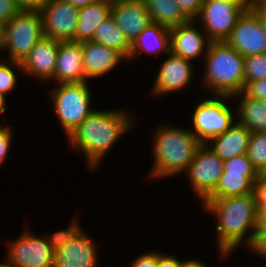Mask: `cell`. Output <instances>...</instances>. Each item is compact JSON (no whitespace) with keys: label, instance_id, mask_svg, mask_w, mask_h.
Returning <instances> with one entry per match:
<instances>
[{"label":"cell","instance_id":"29","mask_svg":"<svg viewBox=\"0 0 266 267\" xmlns=\"http://www.w3.org/2000/svg\"><path fill=\"white\" fill-rule=\"evenodd\" d=\"M81 230L77 221L74 220L66 230L55 232L51 236L46 237V239L53 252H57L62 250Z\"/></svg>","mask_w":266,"mask_h":267},{"label":"cell","instance_id":"36","mask_svg":"<svg viewBox=\"0 0 266 267\" xmlns=\"http://www.w3.org/2000/svg\"><path fill=\"white\" fill-rule=\"evenodd\" d=\"M11 128L8 126H1L0 127V164H2L5 159L6 155H8V151L10 149L11 144Z\"/></svg>","mask_w":266,"mask_h":267},{"label":"cell","instance_id":"40","mask_svg":"<svg viewBox=\"0 0 266 267\" xmlns=\"http://www.w3.org/2000/svg\"><path fill=\"white\" fill-rule=\"evenodd\" d=\"M20 10L39 11L49 0H15Z\"/></svg>","mask_w":266,"mask_h":267},{"label":"cell","instance_id":"10","mask_svg":"<svg viewBox=\"0 0 266 267\" xmlns=\"http://www.w3.org/2000/svg\"><path fill=\"white\" fill-rule=\"evenodd\" d=\"M7 264L10 267H53L54 252L46 237L25 232L8 244Z\"/></svg>","mask_w":266,"mask_h":267},{"label":"cell","instance_id":"44","mask_svg":"<svg viewBox=\"0 0 266 267\" xmlns=\"http://www.w3.org/2000/svg\"><path fill=\"white\" fill-rule=\"evenodd\" d=\"M183 267H207L200 260H187L184 262Z\"/></svg>","mask_w":266,"mask_h":267},{"label":"cell","instance_id":"14","mask_svg":"<svg viewBox=\"0 0 266 267\" xmlns=\"http://www.w3.org/2000/svg\"><path fill=\"white\" fill-rule=\"evenodd\" d=\"M51 79L57 80L59 84L85 81L82 43L59 42L56 66Z\"/></svg>","mask_w":266,"mask_h":267},{"label":"cell","instance_id":"39","mask_svg":"<svg viewBox=\"0 0 266 267\" xmlns=\"http://www.w3.org/2000/svg\"><path fill=\"white\" fill-rule=\"evenodd\" d=\"M184 261L177 260L174 255L167 256L157 253V266L156 267H183Z\"/></svg>","mask_w":266,"mask_h":267},{"label":"cell","instance_id":"11","mask_svg":"<svg viewBox=\"0 0 266 267\" xmlns=\"http://www.w3.org/2000/svg\"><path fill=\"white\" fill-rule=\"evenodd\" d=\"M78 8L65 0H49L40 10L44 36L59 42L75 41Z\"/></svg>","mask_w":266,"mask_h":267},{"label":"cell","instance_id":"33","mask_svg":"<svg viewBox=\"0 0 266 267\" xmlns=\"http://www.w3.org/2000/svg\"><path fill=\"white\" fill-rule=\"evenodd\" d=\"M182 13L189 19L194 20L199 16L204 0H176Z\"/></svg>","mask_w":266,"mask_h":267},{"label":"cell","instance_id":"6","mask_svg":"<svg viewBox=\"0 0 266 267\" xmlns=\"http://www.w3.org/2000/svg\"><path fill=\"white\" fill-rule=\"evenodd\" d=\"M60 86V87H59ZM58 87V88H57ZM52 92L54 110L65 134L69 137L79 124L92 112L88 81L60 83Z\"/></svg>","mask_w":266,"mask_h":267},{"label":"cell","instance_id":"24","mask_svg":"<svg viewBox=\"0 0 266 267\" xmlns=\"http://www.w3.org/2000/svg\"><path fill=\"white\" fill-rule=\"evenodd\" d=\"M143 2L147 6L153 23L170 29L190 21L182 13L176 0H143Z\"/></svg>","mask_w":266,"mask_h":267},{"label":"cell","instance_id":"43","mask_svg":"<svg viewBox=\"0 0 266 267\" xmlns=\"http://www.w3.org/2000/svg\"><path fill=\"white\" fill-rule=\"evenodd\" d=\"M259 221L257 230H266V211H258Z\"/></svg>","mask_w":266,"mask_h":267},{"label":"cell","instance_id":"23","mask_svg":"<svg viewBox=\"0 0 266 267\" xmlns=\"http://www.w3.org/2000/svg\"><path fill=\"white\" fill-rule=\"evenodd\" d=\"M258 178L259 176H245V171H223L215 190L206 199L252 194Z\"/></svg>","mask_w":266,"mask_h":267},{"label":"cell","instance_id":"25","mask_svg":"<svg viewBox=\"0 0 266 267\" xmlns=\"http://www.w3.org/2000/svg\"><path fill=\"white\" fill-rule=\"evenodd\" d=\"M238 107L240 119L238 123L244 125L250 132H266V101L241 95Z\"/></svg>","mask_w":266,"mask_h":267},{"label":"cell","instance_id":"22","mask_svg":"<svg viewBox=\"0 0 266 267\" xmlns=\"http://www.w3.org/2000/svg\"><path fill=\"white\" fill-rule=\"evenodd\" d=\"M142 51L152 54L164 51L169 55L170 29L151 22L131 44L128 58H133V56Z\"/></svg>","mask_w":266,"mask_h":267},{"label":"cell","instance_id":"26","mask_svg":"<svg viewBox=\"0 0 266 267\" xmlns=\"http://www.w3.org/2000/svg\"><path fill=\"white\" fill-rule=\"evenodd\" d=\"M92 41L113 48L128 59L131 44L111 15L96 27Z\"/></svg>","mask_w":266,"mask_h":267},{"label":"cell","instance_id":"50","mask_svg":"<svg viewBox=\"0 0 266 267\" xmlns=\"http://www.w3.org/2000/svg\"><path fill=\"white\" fill-rule=\"evenodd\" d=\"M0 267H10V266H9V265L7 264V262H6V263H4V264L1 263V264H0Z\"/></svg>","mask_w":266,"mask_h":267},{"label":"cell","instance_id":"17","mask_svg":"<svg viewBox=\"0 0 266 267\" xmlns=\"http://www.w3.org/2000/svg\"><path fill=\"white\" fill-rule=\"evenodd\" d=\"M80 231L62 250L54 252L53 267H96L95 243Z\"/></svg>","mask_w":266,"mask_h":267},{"label":"cell","instance_id":"7","mask_svg":"<svg viewBox=\"0 0 266 267\" xmlns=\"http://www.w3.org/2000/svg\"><path fill=\"white\" fill-rule=\"evenodd\" d=\"M222 98L227 99L228 96L216 95V98L201 101L194 111L192 132L202 144H208V141L224 133L234 124L231 109Z\"/></svg>","mask_w":266,"mask_h":267},{"label":"cell","instance_id":"41","mask_svg":"<svg viewBox=\"0 0 266 267\" xmlns=\"http://www.w3.org/2000/svg\"><path fill=\"white\" fill-rule=\"evenodd\" d=\"M260 19L261 25L266 33V6L251 7Z\"/></svg>","mask_w":266,"mask_h":267},{"label":"cell","instance_id":"2","mask_svg":"<svg viewBox=\"0 0 266 267\" xmlns=\"http://www.w3.org/2000/svg\"><path fill=\"white\" fill-rule=\"evenodd\" d=\"M130 118L125 110H94L68 137L70 145L85 153L89 168L94 169L120 135L133 125Z\"/></svg>","mask_w":266,"mask_h":267},{"label":"cell","instance_id":"1","mask_svg":"<svg viewBox=\"0 0 266 267\" xmlns=\"http://www.w3.org/2000/svg\"><path fill=\"white\" fill-rule=\"evenodd\" d=\"M204 208L218 217V248L221 256L229 255L246 240L249 247H252L259 221V213L253 194L229 196L220 199H205ZM253 233L246 238L247 231ZM254 230V231H253Z\"/></svg>","mask_w":266,"mask_h":267},{"label":"cell","instance_id":"47","mask_svg":"<svg viewBox=\"0 0 266 267\" xmlns=\"http://www.w3.org/2000/svg\"><path fill=\"white\" fill-rule=\"evenodd\" d=\"M233 3H237L239 5H249V0H227Z\"/></svg>","mask_w":266,"mask_h":267},{"label":"cell","instance_id":"35","mask_svg":"<svg viewBox=\"0 0 266 267\" xmlns=\"http://www.w3.org/2000/svg\"><path fill=\"white\" fill-rule=\"evenodd\" d=\"M252 194L258 211H266V181L259 177L253 186Z\"/></svg>","mask_w":266,"mask_h":267},{"label":"cell","instance_id":"15","mask_svg":"<svg viewBox=\"0 0 266 267\" xmlns=\"http://www.w3.org/2000/svg\"><path fill=\"white\" fill-rule=\"evenodd\" d=\"M192 63L188 59L170 52V56L160 67L153 87L155 94L176 92L192 80Z\"/></svg>","mask_w":266,"mask_h":267},{"label":"cell","instance_id":"37","mask_svg":"<svg viewBox=\"0 0 266 267\" xmlns=\"http://www.w3.org/2000/svg\"><path fill=\"white\" fill-rule=\"evenodd\" d=\"M157 266V253L149 252L147 254L140 255L134 262H132L131 267H156Z\"/></svg>","mask_w":266,"mask_h":267},{"label":"cell","instance_id":"16","mask_svg":"<svg viewBox=\"0 0 266 267\" xmlns=\"http://www.w3.org/2000/svg\"><path fill=\"white\" fill-rule=\"evenodd\" d=\"M58 44L59 41L43 36L21 63L22 71L39 79H51L56 66Z\"/></svg>","mask_w":266,"mask_h":267},{"label":"cell","instance_id":"30","mask_svg":"<svg viewBox=\"0 0 266 267\" xmlns=\"http://www.w3.org/2000/svg\"><path fill=\"white\" fill-rule=\"evenodd\" d=\"M229 170L245 171V176H259L253 168L247 154L235 156L232 159L223 161V171Z\"/></svg>","mask_w":266,"mask_h":267},{"label":"cell","instance_id":"28","mask_svg":"<svg viewBox=\"0 0 266 267\" xmlns=\"http://www.w3.org/2000/svg\"><path fill=\"white\" fill-rule=\"evenodd\" d=\"M266 78V53L244 57V82Z\"/></svg>","mask_w":266,"mask_h":267},{"label":"cell","instance_id":"21","mask_svg":"<svg viewBox=\"0 0 266 267\" xmlns=\"http://www.w3.org/2000/svg\"><path fill=\"white\" fill-rule=\"evenodd\" d=\"M111 0H98L78 10L75 42L92 41L95 29L111 15Z\"/></svg>","mask_w":266,"mask_h":267},{"label":"cell","instance_id":"34","mask_svg":"<svg viewBox=\"0 0 266 267\" xmlns=\"http://www.w3.org/2000/svg\"><path fill=\"white\" fill-rule=\"evenodd\" d=\"M20 11L15 0H0V22L10 21Z\"/></svg>","mask_w":266,"mask_h":267},{"label":"cell","instance_id":"27","mask_svg":"<svg viewBox=\"0 0 266 267\" xmlns=\"http://www.w3.org/2000/svg\"><path fill=\"white\" fill-rule=\"evenodd\" d=\"M247 156L253 168L260 175L266 168V132H251Z\"/></svg>","mask_w":266,"mask_h":267},{"label":"cell","instance_id":"42","mask_svg":"<svg viewBox=\"0 0 266 267\" xmlns=\"http://www.w3.org/2000/svg\"><path fill=\"white\" fill-rule=\"evenodd\" d=\"M71 3L75 8H84L90 4L97 2L98 0H65Z\"/></svg>","mask_w":266,"mask_h":267},{"label":"cell","instance_id":"31","mask_svg":"<svg viewBox=\"0 0 266 267\" xmlns=\"http://www.w3.org/2000/svg\"><path fill=\"white\" fill-rule=\"evenodd\" d=\"M0 94L5 97V94L15 88L16 85V74L12 68L2 62L0 59Z\"/></svg>","mask_w":266,"mask_h":267},{"label":"cell","instance_id":"4","mask_svg":"<svg viewBox=\"0 0 266 267\" xmlns=\"http://www.w3.org/2000/svg\"><path fill=\"white\" fill-rule=\"evenodd\" d=\"M205 54L203 81L215 96L232 97L243 91L244 57L225 41H211Z\"/></svg>","mask_w":266,"mask_h":267},{"label":"cell","instance_id":"12","mask_svg":"<svg viewBox=\"0 0 266 267\" xmlns=\"http://www.w3.org/2000/svg\"><path fill=\"white\" fill-rule=\"evenodd\" d=\"M225 42L243 57L266 53V33L251 8L239 17Z\"/></svg>","mask_w":266,"mask_h":267},{"label":"cell","instance_id":"3","mask_svg":"<svg viewBox=\"0 0 266 267\" xmlns=\"http://www.w3.org/2000/svg\"><path fill=\"white\" fill-rule=\"evenodd\" d=\"M154 167L150 175L157 178L186 172L197 149L202 145L192 130L164 126L155 133Z\"/></svg>","mask_w":266,"mask_h":267},{"label":"cell","instance_id":"38","mask_svg":"<svg viewBox=\"0 0 266 267\" xmlns=\"http://www.w3.org/2000/svg\"><path fill=\"white\" fill-rule=\"evenodd\" d=\"M250 249L266 257V230H257L255 241Z\"/></svg>","mask_w":266,"mask_h":267},{"label":"cell","instance_id":"46","mask_svg":"<svg viewBox=\"0 0 266 267\" xmlns=\"http://www.w3.org/2000/svg\"><path fill=\"white\" fill-rule=\"evenodd\" d=\"M5 97L0 94V113L5 112Z\"/></svg>","mask_w":266,"mask_h":267},{"label":"cell","instance_id":"9","mask_svg":"<svg viewBox=\"0 0 266 267\" xmlns=\"http://www.w3.org/2000/svg\"><path fill=\"white\" fill-rule=\"evenodd\" d=\"M208 146L202 144L197 149L186 170L193 192L203 201L215 190L223 173V161Z\"/></svg>","mask_w":266,"mask_h":267},{"label":"cell","instance_id":"5","mask_svg":"<svg viewBox=\"0 0 266 267\" xmlns=\"http://www.w3.org/2000/svg\"><path fill=\"white\" fill-rule=\"evenodd\" d=\"M44 36L42 18L39 11L20 10L3 24L1 49H8L12 66L22 71L21 63L36 42Z\"/></svg>","mask_w":266,"mask_h":267},{"label":"cell","instance_id":"18","mask_svg":"<svg viewBox=\"0 0 266 267\" xmlns=\"http://www.w3.org/2000/svg\"><path fill=\"white\" fill-rule=\"evenodd\" d=\"M193 24V20H190L170 28V52L190 61L204 50L206 53L211 43L207 35H202Z\"/></svg>","mask_w":266,"mask_h":267},{"label":"cell","instance_id":"13","mask_svg":"<svg viewBox=\"0 0 266 267\" xmlns=\"http://www.w3.org/2000/svg\"><path fill=\"white\" fill-rule=\"evenodd\" d=\"M111 16L130 44L151 23L143 0H112Z\"/></svg>","mask_w":266,"mask_h":267},{"label":"cell","instance_id":"20","mask_svg":"<svg viewBox=\"0 0 266 267\" xmlns=\"http://www.w3.org/2000/svg\"><path fill=\"white\" fill-rule=\"evenodd\" d=\"M250 131L244 126L234 123L224 133L211 139V150L222 160L232 159L247 153Z\"/></svg>","mask_w":266,"mask_h":267},{"label":"cell","instance_id":"45","mask_svg":"<svg viewBox=\"0 0 266 267\" xmlns=\"http://www.w3.org/2000/svg\"><path fill=\"white\" fill-rule=\"evenodd\" d=\"M266 6V0H249V7Z\"/></svg>","mask_w":266,"mask_h":267},{"label":"cell","instance_id":"8","mask_svg":"<svg viewBox=\"0 0 266 267\" xmlns=\"http://www.w3.org/2000/svg\"><path fill=\"white\" fill-rule=\"evenodd\" d=\"M249 8V5L227 0H204L198 17L203 22L207 38L211 41H225L239 17Z\"/></svg>","mask_w":266,"mask_h":267},{"label":"cell","instance_id":"19","mask_svg":"<svg viewBox=\"0 0 266 267\" xmlns=\"http://www.w3.org/2000/svg\"><path fill=\"white\" fill-rule=\"evenodd\" d=\"M82 50L85 81L108 73L120 60L126 59L117 50L93 41L83 42Z\"/></svg>","mask_w":266,"mask_h":267},{"label":"cell","instance_id":"32","mask_svg":"<svg viewBox=\"0 0 266 267\" xmlns=\"http://www.w3.org/2000/svg\"><path fill=\"white\" fill-rule=\"evenodd\" d=\"M241 93L246 97L266 101V78L248 82Z\"/></svg>","mask_w":266,"mask_h":267},{"label":"cell","instance_id":"49","mask_svg":"<svg viewBox=\"0 0 266 267\" xmlns=\"http://www.w3.org/2000/svg\"><path fill=\"white\" fill-rule=\"evenodd\" d=\"M259 177L261 179H263L264 181H266V168L261 172V174L259 175Z\"/></svg>","mask_w":266,"mask_h":267},{"label":"cell","instance_id":"48","mask_svg":"<svg viewBox=\"0 0 266 267\" xmlns=\"http://www.w3.org/2000/svg\"><path fill=\"white\" fill-rule=\"evenodd\" d=\"M3 40V24L0 22V48Z\"/></svg>","mask_w":266,"mask_h":267}]
</instances>
